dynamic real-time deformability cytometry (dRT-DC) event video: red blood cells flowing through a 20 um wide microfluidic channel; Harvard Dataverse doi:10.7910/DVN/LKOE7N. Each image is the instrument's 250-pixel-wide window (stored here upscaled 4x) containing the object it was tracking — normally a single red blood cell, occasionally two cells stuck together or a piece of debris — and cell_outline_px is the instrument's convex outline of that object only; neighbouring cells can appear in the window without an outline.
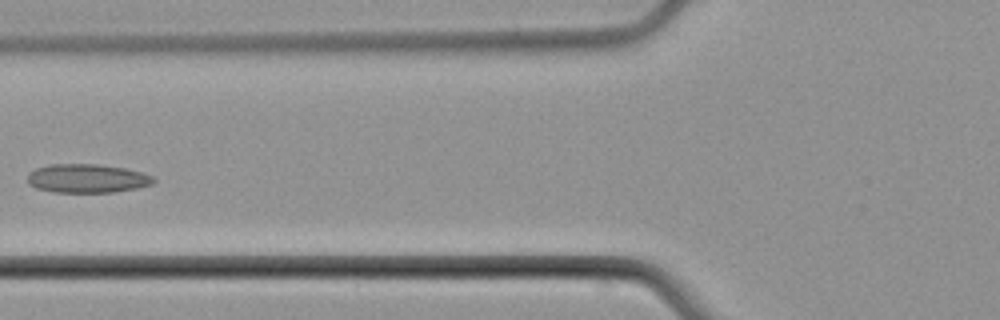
{"species": "common noctule bat (a hibernating species)", "species_latin": "Nyctalus noctula", "temperature_condition": "cold", "stored_images_in_passage": 5, "camera_frame_rate_fps": 3000, "um_per_image_px": 0.085, "animal": {"sex": "male", "body_mass_g": 21.5, "forearm_length_mm": 52.0}, "frame": {"image": 1, "passage_image": 4, "time_ms": 4.667, "image_size_px": [1000, 320], "cell_outline_px": [[156, 180], [152, 184], [136, 188], [112, 192], [52, 192], [36, 188], [28, 184], [28, 172], [36, 168], [52, 164], [96, 164], [124, 168], [144, 172], [152, 176]], "centroid_in_image_um": [7.39, 15.16], "position_along_channel_um": 118.4, "area_um2": 21.15}}
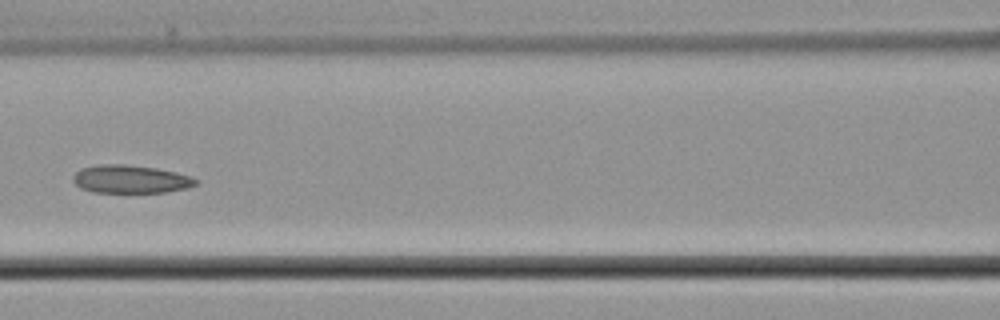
{"frame": {"image": 2, "passage_image": 5, "time_ms": 5.667, "image_size_px": [1000, 320], "cell_outline_px": [[196, 184], [188, 188], [168, 192], [92, 192], [80, 188], [72, 180], [72, 176], [80, 168], [96, 164], [124, 164], [156, 168], [176, 172], [188, 176], [196, 180]], "centroid_in_image_um": [11.04, 15.22], "position_along_channel_um": 155.6, "area_um2": 20.11}}